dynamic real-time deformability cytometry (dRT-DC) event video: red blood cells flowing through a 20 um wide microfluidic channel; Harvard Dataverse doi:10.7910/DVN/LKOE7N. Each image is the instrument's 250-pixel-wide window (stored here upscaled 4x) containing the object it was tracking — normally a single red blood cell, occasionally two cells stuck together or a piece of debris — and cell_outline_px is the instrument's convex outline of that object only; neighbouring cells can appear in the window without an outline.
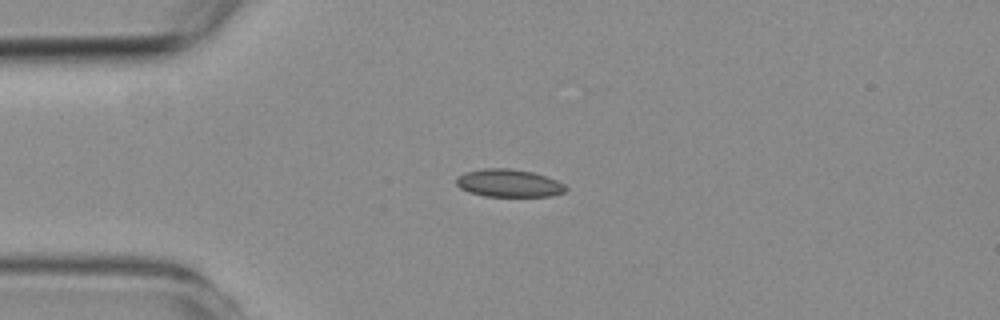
{"species": "common noctule bat (a hibernating species)", "species_latin": "Nyctalus noctula", "temperature_condition": "room temperature", "stored_images_in_passage": 5, "camera_frame_rate_fps": 3000, "um_per_image_px": 0.085, "animal": {"sex": "female", "body_mass_g": 19.3, "forearm_length_mm": 54.1}, "frame": {"image": 1, "passage_image": 2, "time_ms": 1.0, "image_size_px": [1000, 320], "cell_outline_px": [[568, 188], [564, 192], [552, 196], [484, 196], [468, 192], [460, 188], [456, 184], [456, 176], [464, 172], [484, 168], [512, 168], [532, 172], [548, 176], [564, 184]], "centroid_in_image_um": [43.23, 15.56], "position_along_channel_um": 41.8, "area_um2": 17.92}}
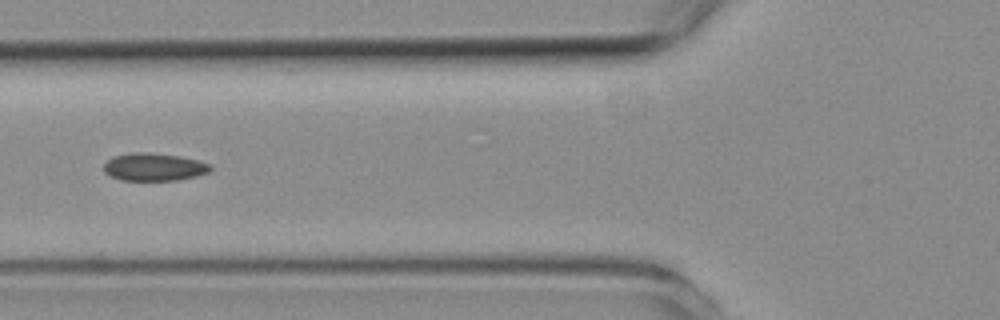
{"frame": {"image": 2, "passage_image": 4, "time_ms": 3.333, "image_size_px": [1000, 320], "cell_outline_px": [[212, 168], [208, 172], [196, 176], [176, 180], [124, 180], [112, 176], [104, 172], [104, 164], [112, 156], [136, 152], [144, 152], [180, 156], [212, 164]], "centroid_in_image_um": [13.1, 14.19], "position_along_channel_um": 112.7, "area_um2": 17.05}}
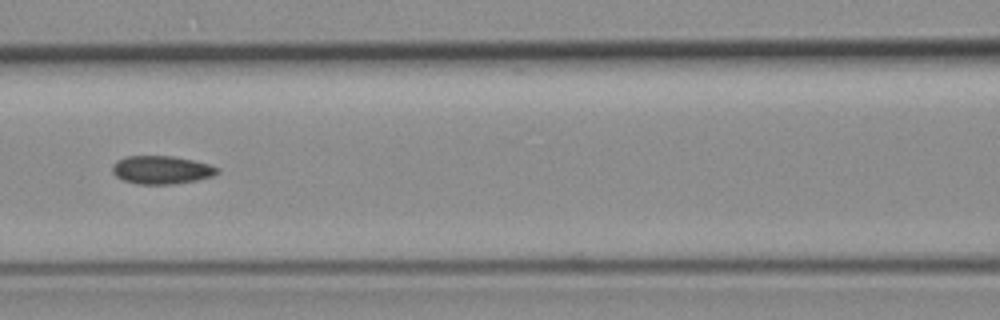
{"frame": {"image": 3, "passage_image": 5, "time_ms": 4.333, "image_size_px": [1000, 320], "cell_outline_px": [[220, 172], [212, 176], [196, 180], [172, 184], [136, 184], [124, 180], [116, 176], [112, 172], [112, 164], [116, 160], [128, 156], [172, 156], [212, 164], [220, 168]], "centroid_in_image_um": [13.74, 14.43], "position_along_channel_um": 152.9, "area_um2": 17.34}}